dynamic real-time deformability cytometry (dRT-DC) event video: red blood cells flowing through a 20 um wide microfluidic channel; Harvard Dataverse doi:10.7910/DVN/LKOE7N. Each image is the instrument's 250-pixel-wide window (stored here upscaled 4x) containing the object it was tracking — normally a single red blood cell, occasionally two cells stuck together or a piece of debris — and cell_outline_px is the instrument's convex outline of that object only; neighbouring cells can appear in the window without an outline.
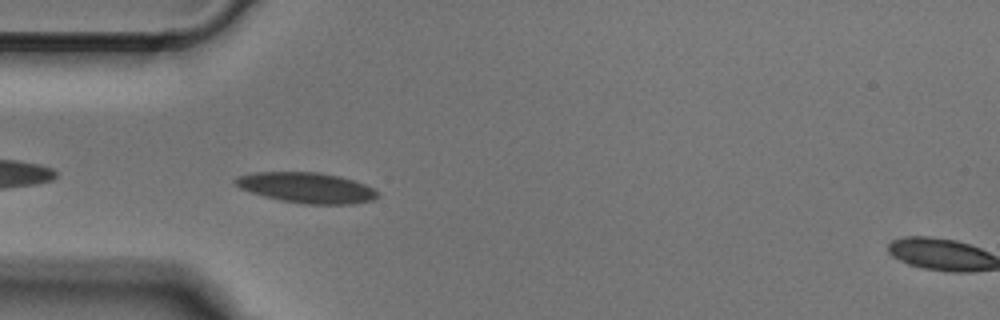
{"species": "Egyptian fruit bat (a non-hibernating species)", "species_latin": "Rousettus aegyptiacus", "temperature_condition": "cold", "stored_images_in_passage": 38, "camera_frame_rate_fps": 3000, "um_per_image_px": 0.085, "animal": {"sex": "male"}, "frame": {"image": 1, "passage_image": 2, "time_ms": 0.333, "image_size_px": [1000, 320], "cell_outline_px": [[380, 196], [372, 200], [352, 204], [304, 204], [280, 200], [264, 196], [240, 188], [232, 180], [236, 176], [256, 172], [320, 172], [340, 176], [364, 184], [380, 192]], "centroid_in_image_um": [26.07, 15.95], "position_along_channel_um": 58.9, "area_um2": 25.32}}
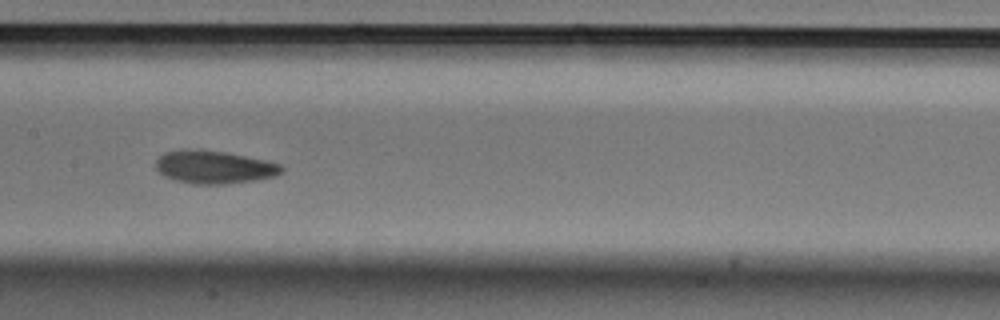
{"frame": {"image": 2, "passage_image": 12, "time_ms": 3.667, "image_size_px": [1000, 320], "cell_outline_px": [[284, 172], [276, 176], [252, 180], [224, 184], [192, 184], [176, 180], [164, 176], [156, 168], [156, 160], [164, 152], [192, 148], [224, 152], [268, 160], [280, 164], [284, 168]], "centroid_in_image_um": [18.22, 14.19], "position_along_channel_um": 189.2, "area_um2": 24.22}}
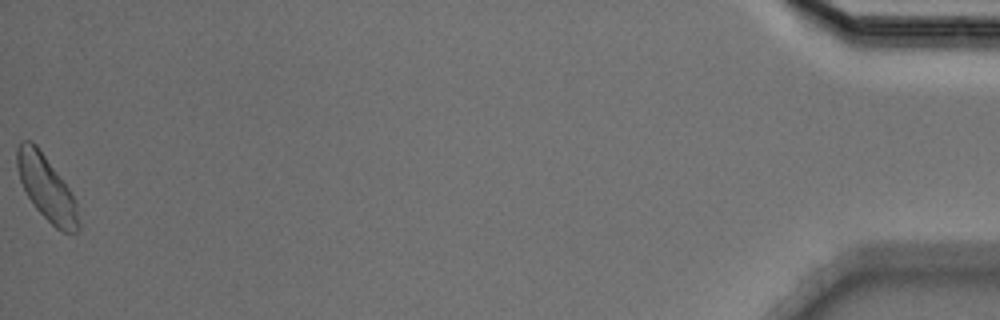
{"frame": {"image": 3, "passage_image": 38, "time_ms": 12.333, "image_size_px": [1000, 320], "cell_outline_px": [[80, 228], [76, 232], [64, 232], [56, 228], [36, 208], [28, 196], [20, 180], [16, 168], [16, 148], [20, 140], [32, 140], [36, 144], [72, 192], [76, 204], [80, 224]], "centroid_in_image_um": [3.94, 15.94], "position_along_channel_um": 431.3, "area_um2": 23.12}}